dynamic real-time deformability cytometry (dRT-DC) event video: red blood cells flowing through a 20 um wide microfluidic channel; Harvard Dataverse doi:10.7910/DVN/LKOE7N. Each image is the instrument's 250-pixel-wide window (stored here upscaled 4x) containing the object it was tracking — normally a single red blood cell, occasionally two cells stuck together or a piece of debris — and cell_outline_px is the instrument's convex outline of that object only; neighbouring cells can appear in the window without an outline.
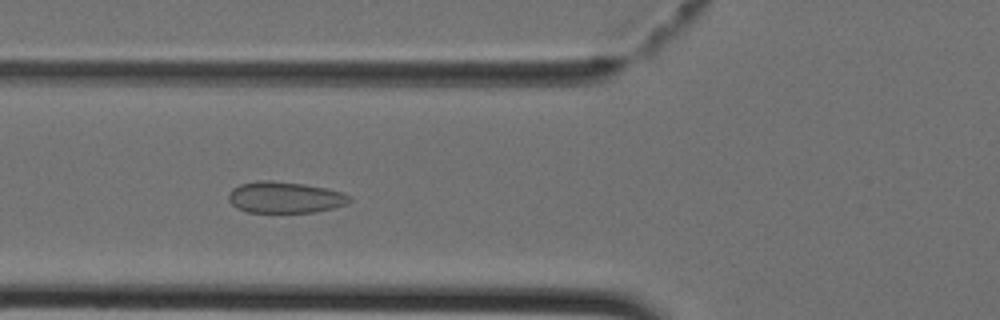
{"species": "Egyptian fruit bat (a non-hibernating species)", "species_latin": "Rousettus aegyptiacus", "temperature_condition": "cold", "stored_images_in_passage": 24, "camera_frame_rate_fps": 3000, "um_per_image_px": 0.085, "animal": {"sex": "female"}, "frame": {"image": 1, "passage_image": 15, "time_ms": 4.667, "image_size_px": [1000, 320], "cell_outline_px": [[352, 200], [348, 204], [332, 208], [312, 212], [248, 212], [236, 208], [228, 200], [228, 192], [232, 188], [240, 184], [256, 180], [272, 180], [304, 184], [324, 188], [340, 192], [352, 196]], "centroid_in_image_um": [24.19, 16.77], "position_along_channel_um": 101.6, "area_um2": 22.2}}
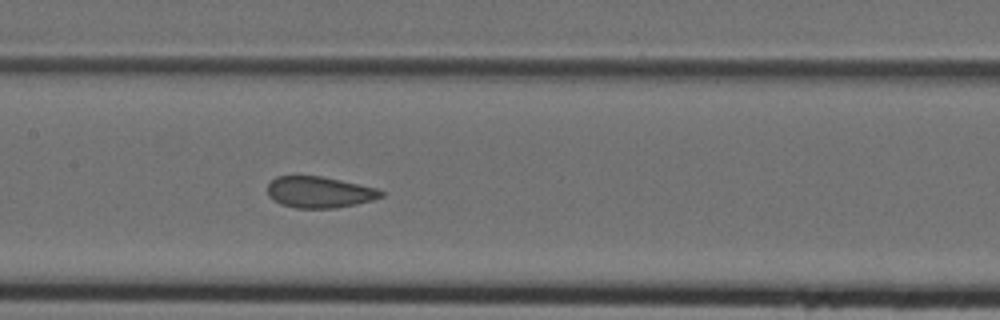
{"frame": {"image": 2, "passage_image": 20, "time_ms": 6.333, "image_size_px": [1000, 320], "cell_outline_px": [[384, 196], [372, 200], [356, 204], [336, 208], [296, 208], [280, 204], [272, 200], [268, 196], [268, 184], [276, 176], [320, 176], [340, 180], [376, 188], [384, 192]], "centroid_in_image_um": [27.13, 16.34], "position_along_channel_um": 180.3, "area_um2": 20.69}}
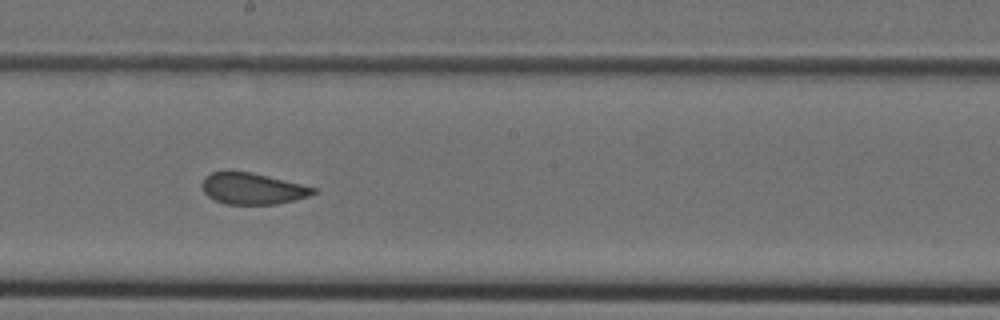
{"frame": {"image": 3, "passage_image": 23, "time_ms": 7.333, "image_size_px": [1000, 320], "cell_outline_px": [[316, 192], [308, 196], [276, 204], [224, 204], [208, 196], [204, 192], [204, 176], [212, 172], [252, 172], [316, 188]], "centroid_in_image_um": [21.46, 16.04], "position_along_channel_um": 226.7, "area_um2": 19.83}}